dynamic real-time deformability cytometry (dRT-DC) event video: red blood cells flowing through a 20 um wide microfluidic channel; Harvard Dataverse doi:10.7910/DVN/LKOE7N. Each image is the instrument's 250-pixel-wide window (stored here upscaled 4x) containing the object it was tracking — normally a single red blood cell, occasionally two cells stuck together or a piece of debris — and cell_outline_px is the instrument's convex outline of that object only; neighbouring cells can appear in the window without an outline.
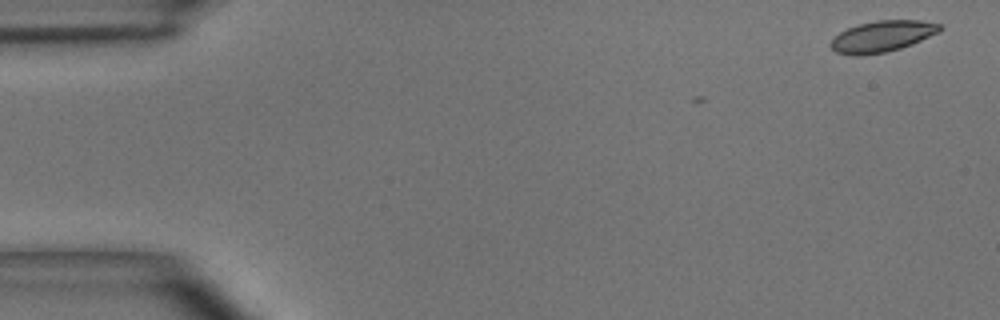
{"species": "common noctule bat (a hibernating species)", "species_latin": "Nyctalus noctula", "temperature_condition": "room temperature", "stored_images_in_passage": 2, "camera_frame_rate_fps": 3000, "um_per_image_px": 0.085, "animal": {"sex": "male", "body_mass_g": 15.6}, "frame": {"image": 1, "passage_image": 2, "time_ms": 0.333, "image_size_px": [1000, 320], "cell_outline_px": [[944, 28], [940, 32], [912, 44], [900, 48], [884, 52], [860, 56], [852, 56], [836, 52], [828, 44], [840, 32], [856, 24], [876, 20], [920, 20], [940, 24]], "centroid_in_image_um": [74.99, 3.08], "position_along_channel_um": 10.0, "area_um2": 19.94}}